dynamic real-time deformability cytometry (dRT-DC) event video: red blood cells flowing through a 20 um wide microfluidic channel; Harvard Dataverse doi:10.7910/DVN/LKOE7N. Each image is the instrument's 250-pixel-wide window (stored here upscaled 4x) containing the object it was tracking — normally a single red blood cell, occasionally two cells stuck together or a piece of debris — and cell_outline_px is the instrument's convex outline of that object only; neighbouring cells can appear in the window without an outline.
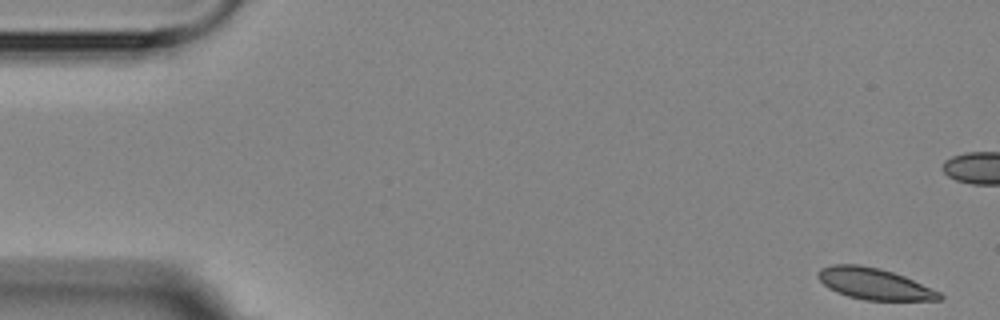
{"species": "Egyptian fruit bat (a non-hibernating species)", "species_latin": "Rousettus aegyptiacus", "temperature_condition": "room temperature", "stored_images_in_passage": 3, "camera_frame_rate_fps": 3000, "um_per_image_px": 0.085, "animal": {"sex": "female"}, "frame": {"image": 1, "passage_image": 1, "time_ms": 0.0, "image_size_px": [1000, 320], "cell_outline_px": [[944, 296], [940, 300], [864, 300], [848, 296], [836, 292], [828, 288], [816, 276], [820, 268], [832, 264], [856, 264], [880, 268], [904, 276], [940, 292]], "centroid_in_image_um": [74.28, 24.12], "position_along_channel_um": 10.7, "area_um2": 22.14}}